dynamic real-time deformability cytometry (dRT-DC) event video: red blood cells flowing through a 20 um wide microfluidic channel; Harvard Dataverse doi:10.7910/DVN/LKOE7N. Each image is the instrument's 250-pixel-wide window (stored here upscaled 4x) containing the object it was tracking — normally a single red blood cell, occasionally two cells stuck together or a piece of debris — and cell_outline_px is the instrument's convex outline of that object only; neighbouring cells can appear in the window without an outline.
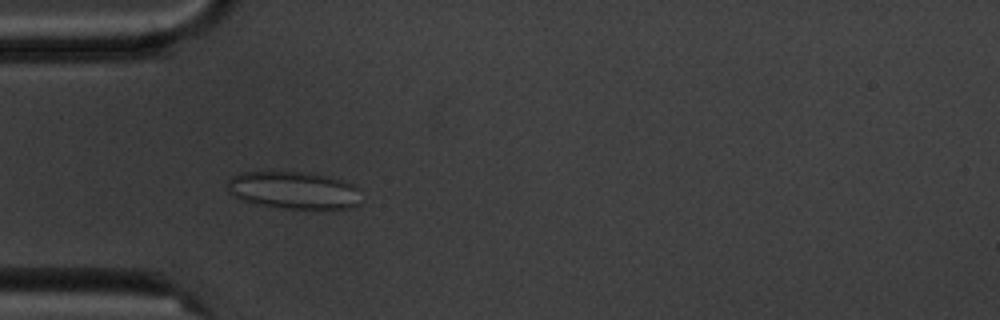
{"species": "common noctule bat (a hibernating species)", "species_latin": "Nyctalus noctula", "temperature_condition": "cold", "stored_images_in_passage": 6, "camera_frame_rate_fps": 3000, "um_per_image_px": 0.085, "animal": {"sex": "male", "body_mass_g": 20.1, "forearm_length_mm": 53.5}, "frame": {"image": 1, "passage_image": 5, "time_ms": 4.667, "image_size_px": [1000, 320], "cell_outline_px": [[360, 204], [348, 208], [284, 208], [260, 204], [244, 200], [232, 196], [228, 192], [228, 180], [232, 176], [240, 172], [296, 172], [324, 176], [344, 180], [360, 188]], "centroid_in_image_um": [24.98, 16.17], "position_along_channel_um": 60.0, "area_um2": 28.9}}
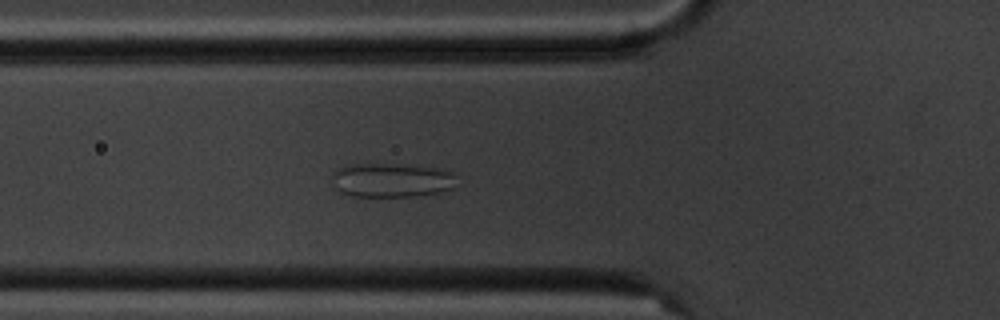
{"frame": {"image": 2, "passage_image": 6, "time_ms": 5.667, "image_size_px": [1000, 320], "cell_outline_px": [[452, 188], [440, 192], [416, 196], [352, 196], [340, 192], [332, 184], [332, 172], [336, 168], [348, 164], [388, 164], [436, 168], [452, 172]], "centroid_in_image_um": [33.16, 15.31], "position_along_channel_um": 92.6, "area_um2": 24.51}}